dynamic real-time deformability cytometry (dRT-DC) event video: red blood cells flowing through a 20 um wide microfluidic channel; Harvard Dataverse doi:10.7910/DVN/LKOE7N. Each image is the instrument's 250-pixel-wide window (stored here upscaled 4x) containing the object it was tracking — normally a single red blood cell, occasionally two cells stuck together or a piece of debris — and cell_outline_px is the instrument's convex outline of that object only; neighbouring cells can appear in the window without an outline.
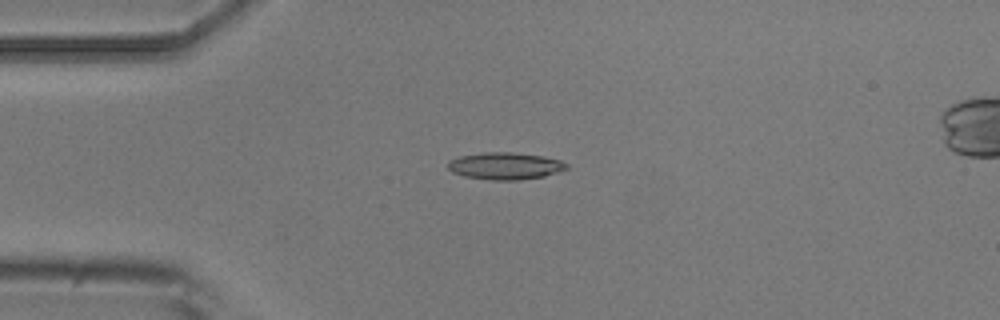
{"species": "common noctule bat (a hibernating species)", "species_latin": "Nyctalus noctula", "temperature_condition": "room temperature", "stored_images_in_passage": 10, "camera_frame_rate_fps": 3000, "um_per_image_px": 0.085, "animal": {"sex": "male", "body_mass_g": 20.5, "forearm_length_mm": 52.5}, "frame": {"image": 1, "passage_image": 4, "time_ms": 3.333, "image_size_px": [1000, 320], "cell_outline_px": [[568, 168], [560, 172], [544, 176], [520, 180], [492, 180], [464, 176], [452, 172], [448, 168], [448, 160], [460, 156], [484, 152], [512, 152], [544, 156], [560, 160], [568, 164]], "centroid_in_image_um": [42.96, 14.1], "position_along_channel_um": 42.0, "area_um2": 18.84}}
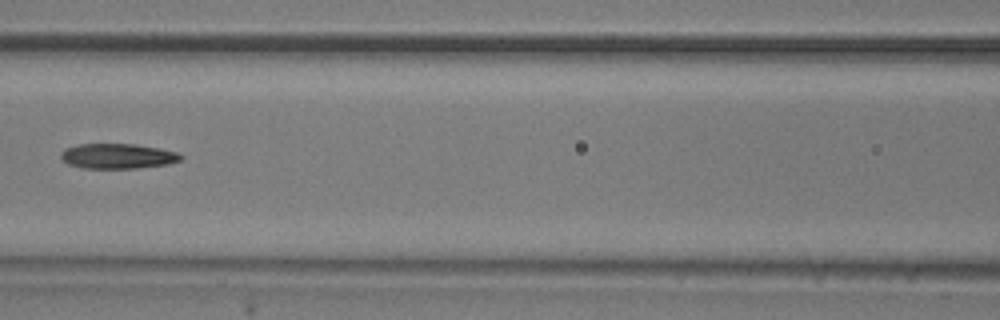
{"frame": {"image": 2, "passage_image": 7, "time_ms": 7.0, "image_size_px": [1000, 320], "cell_outline_px": [[184, 156], [180, 160], [168, 164], [136, 168], [84, 168], [68, 164], [60, 156], [60, 152], [64, 148], [80, 144], [136, 144], [160, 148], [176, 152]], "centroid_in_image_um": [10.0, 13.26], "position_along_channel_um": 156.6, "area_um2": 17.51}}
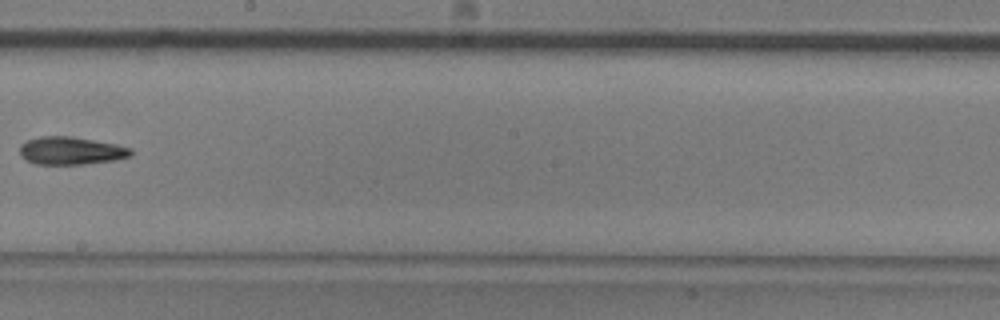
{"frame": {"image": 3, "passage_image": 9, "time_ms": 9.333, "image_size_px": [1000, 320], "cell_outline_px": [[132, 156], [112, 160], [84, 164], [36, 164], [24, 160], [20, 156], [20, 144], [24, 140], [40, 136], [68, 136], [116, 144], [132, 148]], "centroid_in_image_um": [5.98, 12.81], "position_along_channel_um": 242.2, "area_um2": 18.09}}